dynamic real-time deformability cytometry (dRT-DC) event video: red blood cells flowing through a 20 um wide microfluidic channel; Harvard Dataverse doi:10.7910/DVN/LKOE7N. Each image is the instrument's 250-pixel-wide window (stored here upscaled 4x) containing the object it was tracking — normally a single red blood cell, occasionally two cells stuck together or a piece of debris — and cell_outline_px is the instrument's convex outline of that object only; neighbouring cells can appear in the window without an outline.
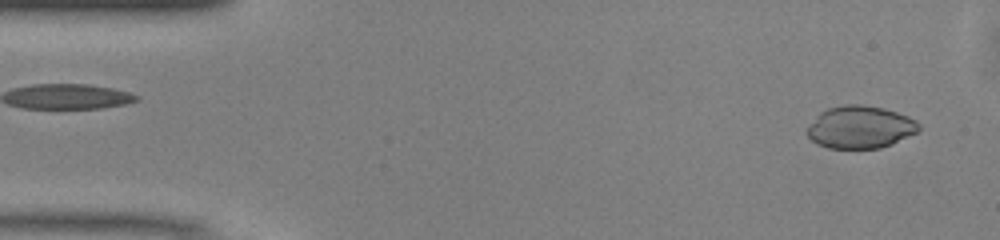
{"species": "common noctule bat (a hibernating species)", "species_latin": "Nyctalus noctula", "temperature_condition": "warm", "stored_images_in_passage": 13, "camera_frame_rate_fps": 3000, "um_per_image_px": 0.085, "animal": {"sex": "male", "body_mass_g": 13.0, "forearm_length_mm": 53.1}, "frame": {"image": 1, "passage_image": 1, "time_ms": 0.0, "image_size_px": [1000, 240], "cell_outline_px": [[920, 128], [916, 132], [892, 144], [880, 148], [828, 148], [816, 144], [804, 132], [816, 116], [820, 112], [828, 108], [844, 104], [860, 104], [884, 108], [908, 116], [916, 120], [920, 124]], "centroid_in_image_um": [73.09, 10.8], "position_along_channel_um": 11.9, "area_um2": 27.74}}